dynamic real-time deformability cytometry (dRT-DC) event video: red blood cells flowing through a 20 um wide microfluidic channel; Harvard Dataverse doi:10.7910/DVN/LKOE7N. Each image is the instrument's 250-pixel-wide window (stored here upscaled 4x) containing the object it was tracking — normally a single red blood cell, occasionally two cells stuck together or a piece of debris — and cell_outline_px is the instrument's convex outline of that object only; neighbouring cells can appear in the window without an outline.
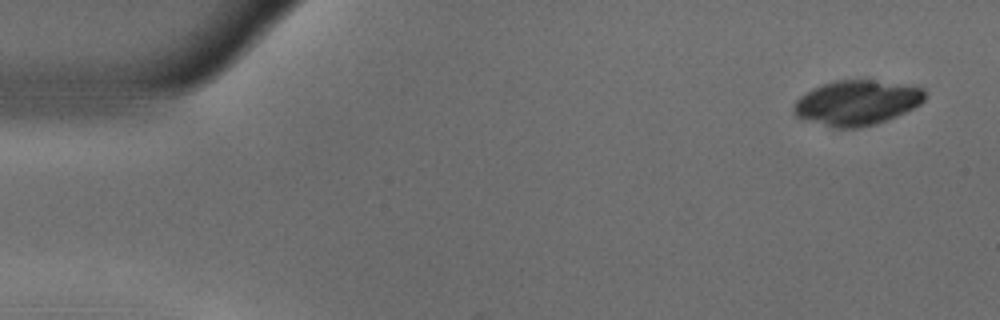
{"species": "common noctule bat (a hibernating species)", "species_latin": "Nyctalus noctula", "temperature_condition": "warm", "stored_images_in_passage": 53, "camera_frame_rate_fps": 3000, "um_per_image_px": 0.085, "animal": {"sex": "male", "body_mass_g": 18.8}, "frame": {"image": 1, "passage_image": 1, "time_ms": 0.0, "image_size_px": [1000, 320], "cell_outline_px": [[924, 100], [920, 104], [888, 120], [876, 124], [856, 128], [832, 128], [800, 120], [792, 112], [792, 108], [796, 100], [800, 96], [812, 88], [836, 80], [872, 80], [924, 88]], "centroid_in_image_um": [72.75, 8.76], "position_along_channel_um": 12.3, "area_um2": 34.45}}
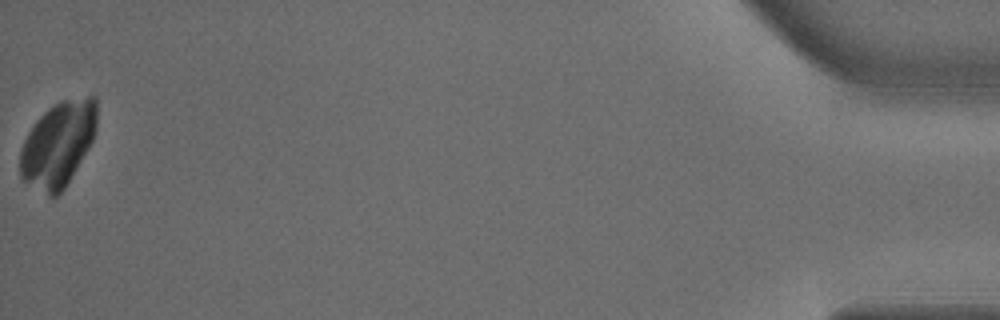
{"frame": {"image": 2, "passage_image": 53, "time_ms": 17.333, "image_size_px": [1000, 320], "cell_outline_px": [[96, 132], [88, 148], [64, 188], [56, 196], [48, 196], [24, 180], [20, 176], [20, 148], [28, 132], [36, 120], [48, 108], [60, 100], [88, 96], [96, 96]], "centroid_in_image_um": [4.93, 12.22], "position_along_channel_um": 430.3, "area_um2": 37.74}}